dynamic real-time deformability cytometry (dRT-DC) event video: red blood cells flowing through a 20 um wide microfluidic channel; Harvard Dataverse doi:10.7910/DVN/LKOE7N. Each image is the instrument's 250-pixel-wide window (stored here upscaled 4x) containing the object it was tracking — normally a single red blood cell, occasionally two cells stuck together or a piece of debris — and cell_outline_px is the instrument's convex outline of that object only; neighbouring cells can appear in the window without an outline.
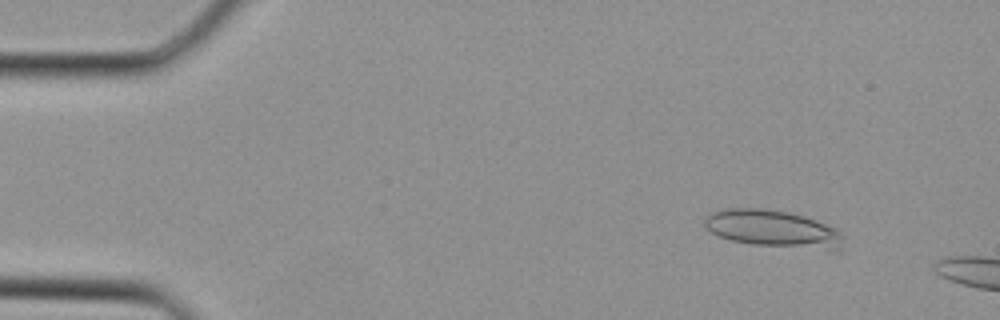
{"species": "Egyptian fruit bat (a non-hibernating species)", "species_latin": "Rousettus aegyptiacus", "temperature_condition": "cold", "stored_images_in_passage": 5, "camera_frame_rate_fps": 3000, "um_per_image_px": 0.085, "animal": {"sex": "female"}, "frame": {"image": 1, "passage_image": 2, "time_ms": 0.333, "image_size_px": [1000, 320], "cell_outline_px": [[844, 236], [840, 252], [752, 244], [732, 240], [720, 236], [712, 232], [704, 224], [704, 216], [712, 212], [732, 208], [760, 208], [788, 212], [804, 216], [816, 220], [836, 228]], "centroid_in_image_um": [65.79, 19.47], "position_along_channel_um": 19.2, "area_um2": 30.35}}